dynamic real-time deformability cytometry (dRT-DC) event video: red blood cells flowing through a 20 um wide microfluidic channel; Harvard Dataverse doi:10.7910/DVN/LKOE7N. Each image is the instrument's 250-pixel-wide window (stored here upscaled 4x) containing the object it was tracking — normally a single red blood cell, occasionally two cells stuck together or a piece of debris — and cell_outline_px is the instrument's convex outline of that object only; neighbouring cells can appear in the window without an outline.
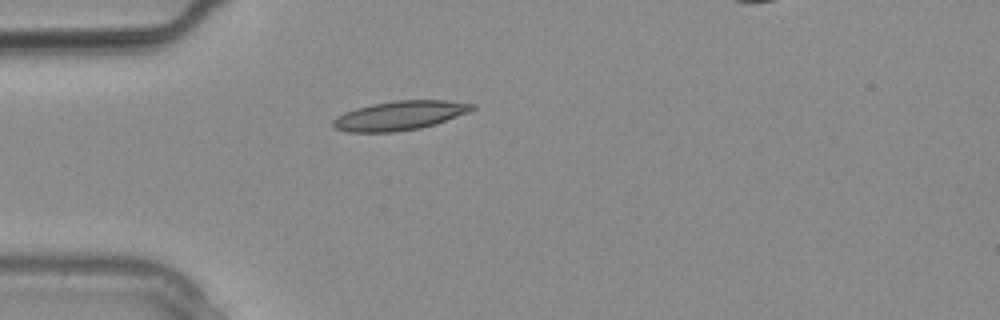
{"species": "common noctule bat (a hibernating species)", "species_latin": "Nyctalus noctula", "temperature_condition": "warm", "stored_images_in_passage": 1, "camera_frame_rate_fps": 3000, "um_per_image_px": 0.085, "animal": {"sex": "male", "body_mass_g": 20.4}, "frame": {"image": 1, "passage_image": 1, "time_ms": 0.0, "image_size_px": [1000, 320], "cell_outline_px": [[476, 108], [468, 112], [436, 124], [420, 128], [396, 132], [348, 132], [336, 128], [332, 124], [332, 120], [336, 116], [344, 112], [356, 108], [372, 104], [392, 100], [444, 100], [476, 104]], "centroid_in_image_um": [33.97, 9.82], "position_along_channel_um": 51.0, "area_um2": 23.76}}